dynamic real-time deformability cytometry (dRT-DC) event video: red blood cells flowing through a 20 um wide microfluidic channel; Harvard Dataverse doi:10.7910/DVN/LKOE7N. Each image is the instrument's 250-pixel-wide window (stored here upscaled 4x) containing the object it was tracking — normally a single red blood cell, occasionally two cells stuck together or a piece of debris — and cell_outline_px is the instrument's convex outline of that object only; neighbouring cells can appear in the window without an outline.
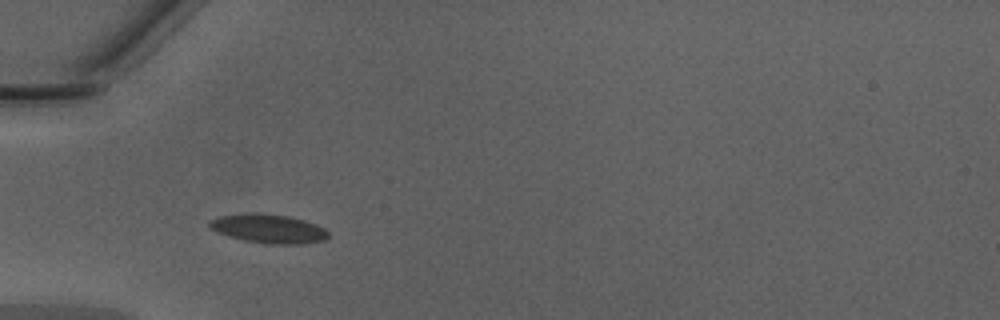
{"species": "Egyptian fruit bat (a non-hibernating species)", "species_latin": "Rousettus aegyptiacus", "temperature_condition": "warm", "stored_images_in_passage": 33, "camera_frame_rate_fps": 3000, "um_per_image_px": 0.085, "animal": {"sex": "male"}, "frame": {"image": 1, "passage_image": 1, "time_ms": 0.0, "image_size_px": [1000, 320], "cell_outline_px": [[328, 236], [324, 240], [304, 244], [272, 244], [244, 240], [228, 236], [212, 228], [208, 224], [208, 220], [220, 216], [244, 212], [260, 212], [288, 216], [304, 220], [316, 224], [324, 228], [328, 232]], "centroid_in_image_um": [22.83, 19.42], "position_along_channel_um": 62.2, "area_um2": 20.11}}
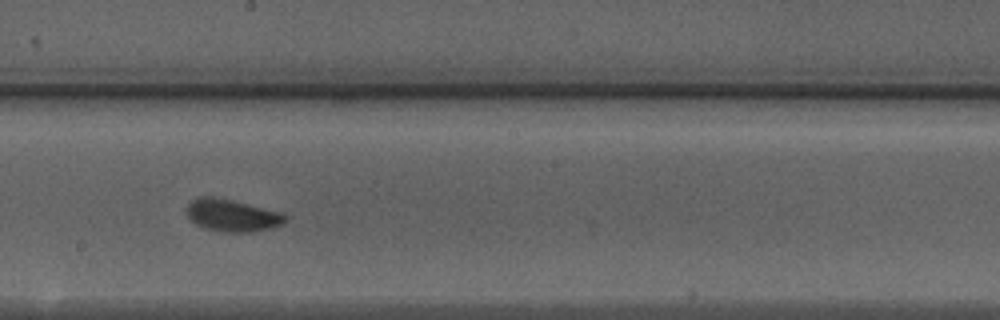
{"frame": {"image": 2, "passage_image": 13, "time_ms": 4.0, "image_size_px": [1000, 320], "cell_outline_px": [[288, 220], [284, 224], [252, 232], [224, 232], [204, 228], [196, 224], [188, 216], [188, 204], [192, 200], [200, 196], [212, 196], [232, 200], [284, 212], [288, 216]], "centroid_in_image_um": [19.79, 18.3], "position_along_channel_um": 228.4, "area_um2": 18.61}}
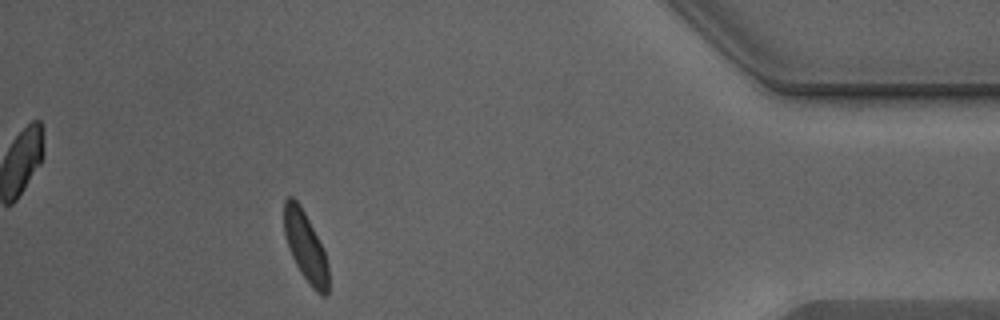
{"frame": {"image": 3, "passage_image": 29, "time_ms": 9.333, "image_size_px": [1000, 320], "cell_outline_px": [[328, 292], [324, 296], [320, 296], [312, 288], [300, 272], [288, 248], [284, 236], [284, 200], [288, 196], [292, 196], [300, 204], [324, 248], [328, 264]], "centroid_in_image_um": [25.97, 20.96], "position_along_channel_um": 409.2, "area_um2": 18.21}, "authors_computed_cell_mechanics": {"area_um2": 18.2648, "velocity_mm_per_s": 4.2793, "shape_relaxation_time_tau1_ms": 1.6885, "shape_relaxation_time_tau2_ms": 0.6562, "deformation_change_tau1": 0.119, "deformation_change_tau2": 0.0624}}